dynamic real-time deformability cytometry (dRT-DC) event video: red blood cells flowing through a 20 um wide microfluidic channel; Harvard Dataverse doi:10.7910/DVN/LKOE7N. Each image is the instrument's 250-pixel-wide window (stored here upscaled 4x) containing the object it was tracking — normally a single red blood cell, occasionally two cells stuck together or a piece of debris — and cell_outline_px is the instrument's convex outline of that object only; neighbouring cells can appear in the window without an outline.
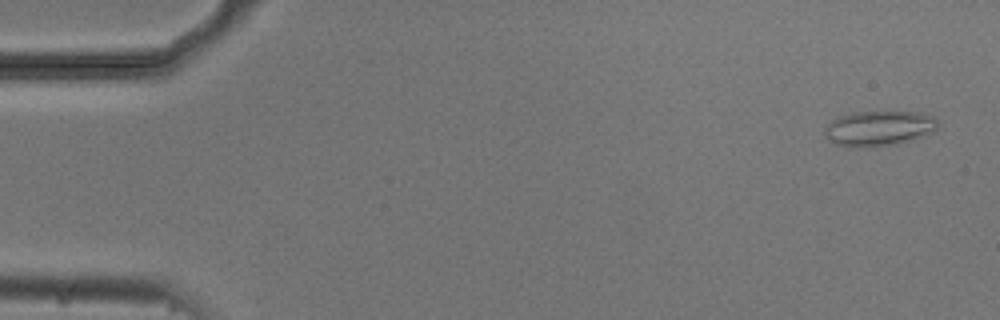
{"species": "common noctule bat (a hibernating species)", "species_latin": "Nyctalus noctula", "temperature_condition": "cold", "stored_images_in_passage": 54, "camera_frame_rate_fps": 3000, "um_per_image_px": 0.085, "animal": {"sex": "male", "body_mass_g": 20.5, "forearm_length_mm": 52.5}, "frame": {"image": 1, "passage_image": 2, "time_ms": 0.333, "image_size_px": [1000, 320], "cell_outline_px": [[936, 132], [912, 140], [896, 144], [836, 144], [828, 140], [824, 136], [824, 128], [832, 120], [840, 116], [856, 112], [916, 112], [932, 116], [936, 120]], "centroid_in_image_um": [74.74, 10.87], "position_along_channel_um": 10.3, "area_um2": 22.31}}
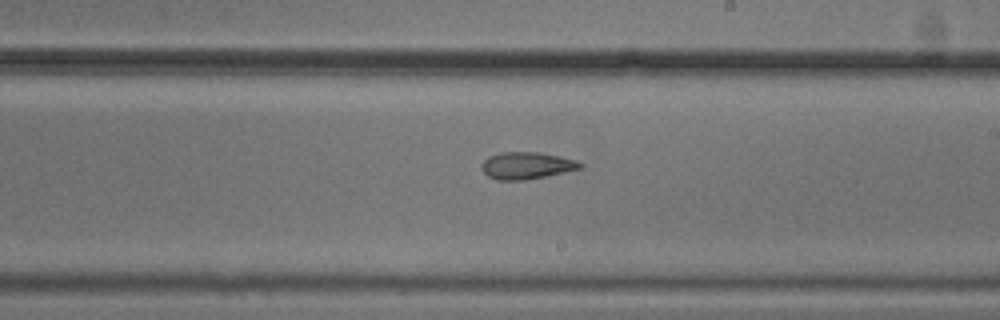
{"frame": {"image": 2, "passage_image": 31, "time_ms": 10.0, "image_size_px": [1000, 320], "cell_outline_px": [[584, 164], [580, 168], [564, 172], [524, 180], [496, 180], [488, 176], [480, 168], [480, 164], [488, 156], [500, 152], [536, 152], [576, 160]], "centroid_in_image_um": [44.69, 14.07], "position_along_channel_um": 244.3, "area_um2": 15.37}}
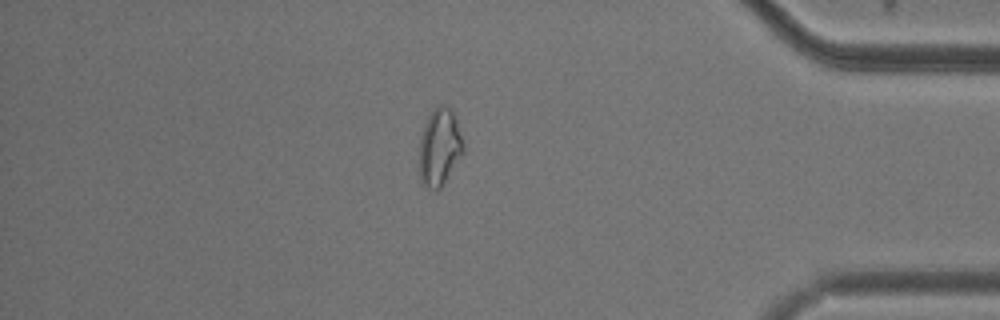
{"frame": {"image": 3, "passage_image": 46, "time_ms": 15.0, "image_size_px": [1000, 320], "cell_outline_px": [[464, 152], [440, 188], [436, 192], [428, 188], [420, 180], [420, 140], [424, 124], [432, 108], [440, 104], [444, 104], [452, 112], [464, 144]], "centroid_in_image_um": [37.35, 12.51], "position_along_channel_um": 397.9, "area_um2": 19.59}, "authors_computed_cell_mechanics": {"area_um2": 18.207, "velocity_mm_per_s": 3.7188, "shape_relaxation_time_tau1_ms": null, "shape_relaxation_time_tau2_ms": 3.0809, "deformation_change_tau1": null, "deformation_change_tau2": 0.0985}}